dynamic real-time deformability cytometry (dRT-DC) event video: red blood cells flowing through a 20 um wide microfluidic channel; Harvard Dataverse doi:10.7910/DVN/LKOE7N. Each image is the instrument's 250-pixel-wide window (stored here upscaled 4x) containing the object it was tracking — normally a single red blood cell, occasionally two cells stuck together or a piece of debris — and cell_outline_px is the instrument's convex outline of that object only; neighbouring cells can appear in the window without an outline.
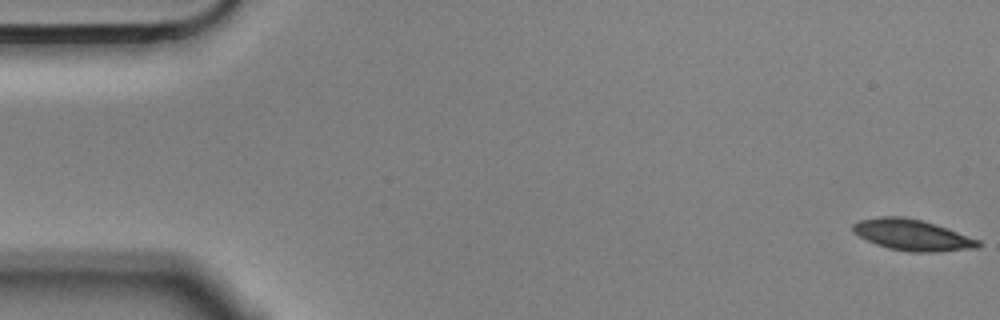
{"species": "Egyptian fruit bat (a non-hibernating species)", "species_latin": "Rousettus aegyptiacus", "temperature_condition": "cold", "stored_images_in_passage": 57, "segment_of_instrument_passage": [1, 2], "camera_frame_rate_fps": 3000, "um_per_image_px": 0.085, "animal": {"sex": "male"}, "frame": {"image": 1, "passage_image": 1, "time_ms": 0.0, "image_size_px": [1000, 320], "cell_outline_px": [[980, 248], [936, 252], [912, 252], [888, 248], [876, 244], [852, 232], [852, 224], [860, 220], [880, 216], [900, 216], [920, 220], [936, 224], [948, 228], [980, 240]], "centroid_in_image_um": [77.56, 19.97], "position_along_channel_um": 7.4, "area_um2": 22.72}}
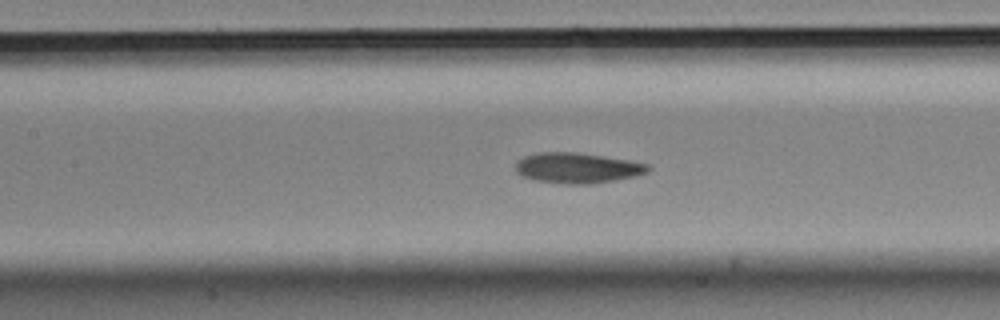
{"frame": {"image": 2, "passage_image": 25, "time_ms": 8.0, "image_size_px": [1000, 320], "cell_outline_px": [[652, 168], [648, 172], [636, 176], [592, 184], [568, 184], [532, 180], [520, 176], [516, 172], [516, 160], [524, 156], [540, 152], [576, 152], [604, 156], [628, 160], [648, 164]], "centroid_in_image_um": [49.05, 14.28], "position_along_channel_um": 158.3, "area_um2": 23.7}}
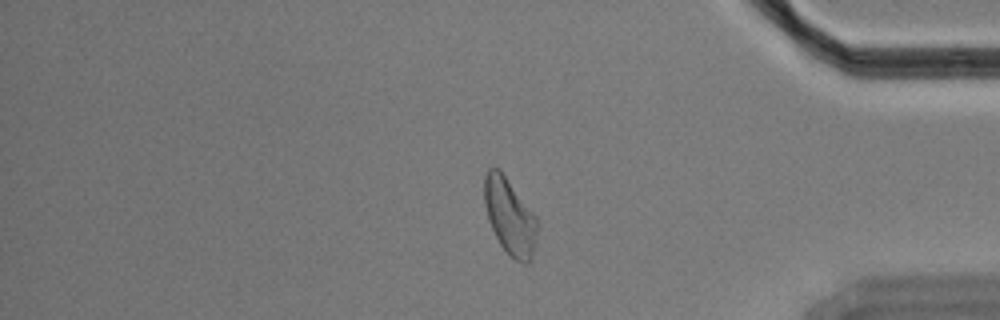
{"frame": {"image": 3, "passage_image": 47, "time_ms": 15.333, "image_size_px": [1000, 320], "cell_outline_px": [[540, 224], [532, 252], [528, 264], [524, 264], [516, 260], [500, 244], [488, 220], [484, 204], [484, 176], [488, 168], [492, 164], [500, 168], [540, 220]], "centroid_in_image_um": [43.33, 18.31], "position_along_channel_um": 391.9, "area_um2": 23.93}}